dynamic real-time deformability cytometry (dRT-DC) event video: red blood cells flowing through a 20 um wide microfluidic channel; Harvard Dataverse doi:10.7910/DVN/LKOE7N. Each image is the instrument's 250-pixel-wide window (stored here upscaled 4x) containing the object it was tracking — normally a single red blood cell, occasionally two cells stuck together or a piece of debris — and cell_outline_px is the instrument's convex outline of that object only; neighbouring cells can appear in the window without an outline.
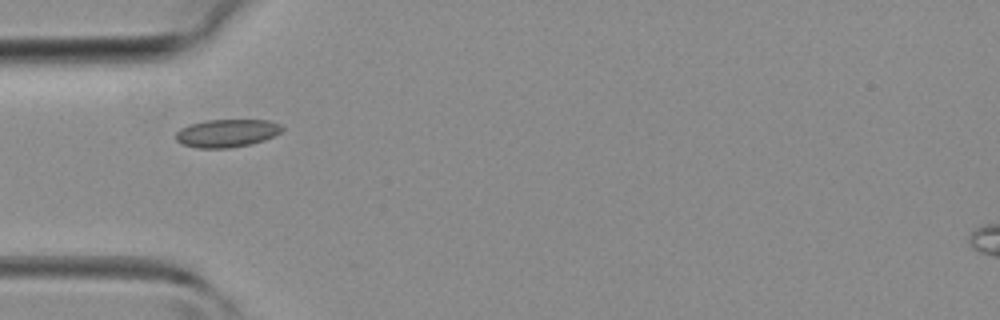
{"species": "common noctule bat (a hibernating species)", "species_latin": "Nyctalus noctula", "temperature_condition": "room temperature", "stored_images_in_passage": 30, "camera_frame_rate_fps": 3000, "um_per_image_px": 0.085, "animal": {"sex": "female", "body_mass_g": 19.3, "forearm_length_mm": 54.1}, "frame": {"image": 1, "passage_image": 1, "time_ms": 0.0, "image_size_px": [1000, 320], "cell_outline_px": [[284, 128], [280, 132], [264, 140], [252, 144], [228, 148], [196, 148], [184, 144], [176, 140], [176, 132], [180, 128], [192, 124], [208, 120], [268, 120], [280, 124]], "centroid_in_image_um": [19.29, 11.32], "position_along_channel_um": 65.7, "area_um2": 17.17}}
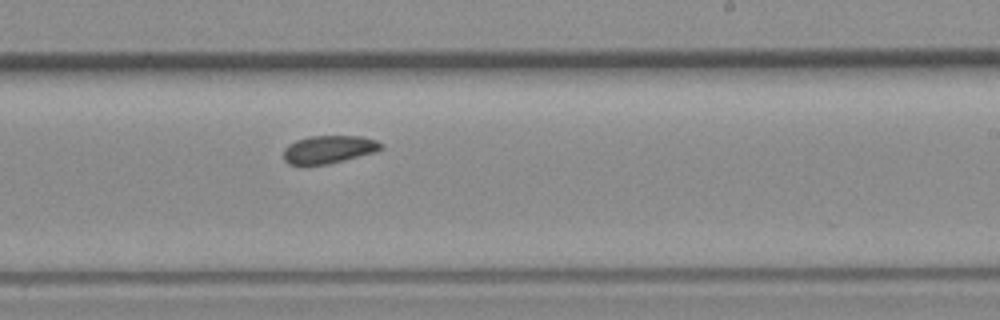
{"frame": {"image": 2, "passage_image": 13, "time_ms": 4.0, "image_size_px": [1000, 320], "cell_outline_px": [[384, 148], [376, 152], [328, 164], [304, 168], [288, 164], [284, 160], [284, 148], [288, 144], [296, 140], [312, 136], [360, 136], [376, 140], [384, 144]], "centroid_in_image_um": [27.91, 12.74], "position_along_channel_um": 261.1, "area_um2": 16.42}}
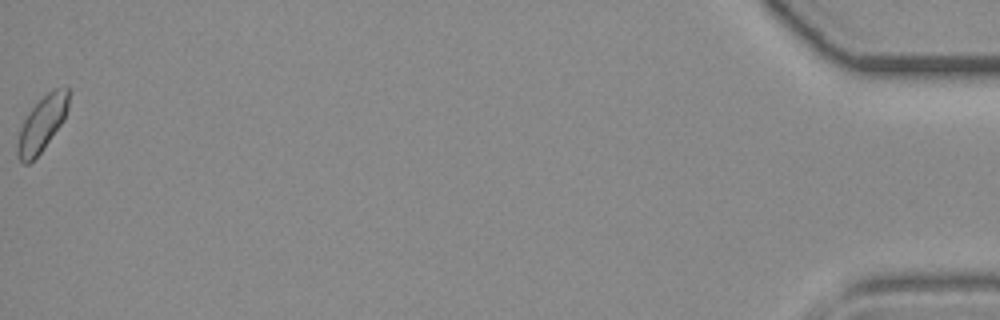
{"frame": {"image": 3, "passage_image": 30, "time_ms": 9.667, "image_size_px": [1000, 320], "cell_outline_px": [[68, 108], [64, 120], [40, 152], [28, 164], [24, 164], [16, 156], [16, 144], [20, 128], [24, 120], [32, 108], [48, 92], [56, 88], [68, 88]], "centroid_in_image_um": [3.54, 10.56], "position_along_channel_um": 431.7, "area_um2": 16.07}}